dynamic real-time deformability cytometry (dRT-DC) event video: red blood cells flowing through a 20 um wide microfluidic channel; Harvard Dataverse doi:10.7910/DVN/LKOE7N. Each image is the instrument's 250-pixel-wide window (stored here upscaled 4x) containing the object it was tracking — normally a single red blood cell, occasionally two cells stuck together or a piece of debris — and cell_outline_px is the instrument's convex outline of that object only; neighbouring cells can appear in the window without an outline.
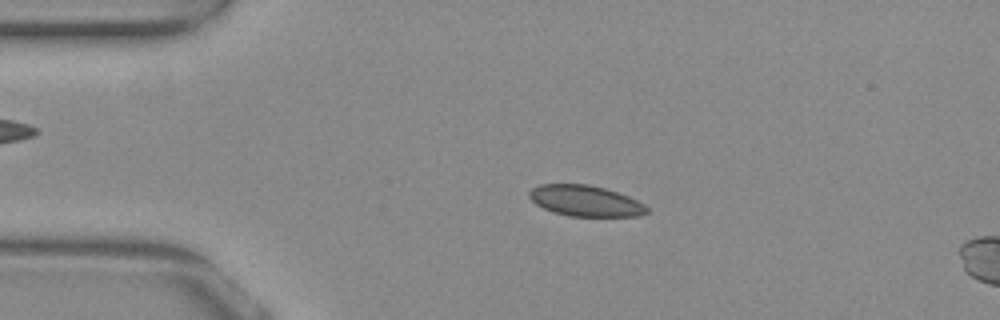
{"species": "common noctule bat (a hibernating species)", "species_latin": "Nyctalus noctula", "temperature_condition": "warm", "stored_images_in_passage": 52, "camera_frame_rate_fps": 3000, "um_per_image_px": 0.085, "animal": {"sex": "female", "body_mass_g": 29.2, "forearm_length_mm": 56.3}, "frame": {"image": 1, "passage_image": 10, "time_ms": 3.0, "image_size_px": [1000, 320], "cell_outline_px": [[648, 212], [636, 216], [568, 216], [552, 212], [536, 204], [528, 196], [528, 192], [532, 188], [540, 184], [588, 184], [604, 188], [628, 196], [644, 204], [648, 208]], "centroid_in_image_um": [49.72, 17.07], "position_along_channel_um": 35.3, "area_um2": 21.1}}
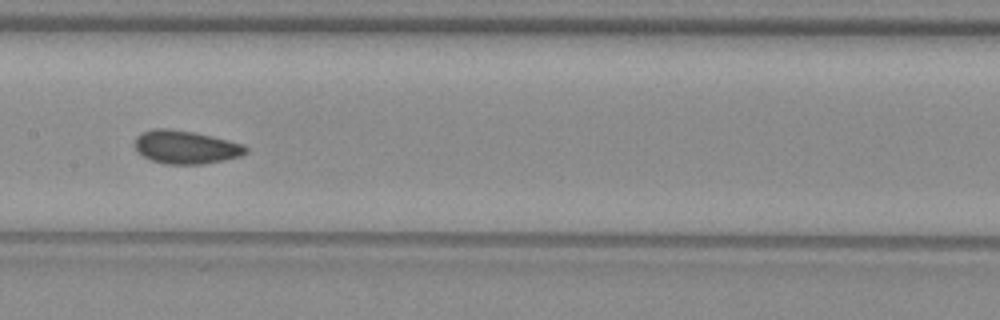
{"frame": {"image": 2, "passage_image": 25, "time_ms": 8.0, "image_size_px": [1000, 320], "cell_outline_px": [[248, 152], [240, 156], [224, 160], [204, 164], [164, 164], [152, 160], [136, 152], [136, 136], [144, 132], [156, 128], [168, 128], [192, 132], [228, 140], [244, 144], [248, 148]], "centroid_in_image_um": [15.81, 12.52], "position_along_channel_um": 191.6, "area_um2": 21.39}}
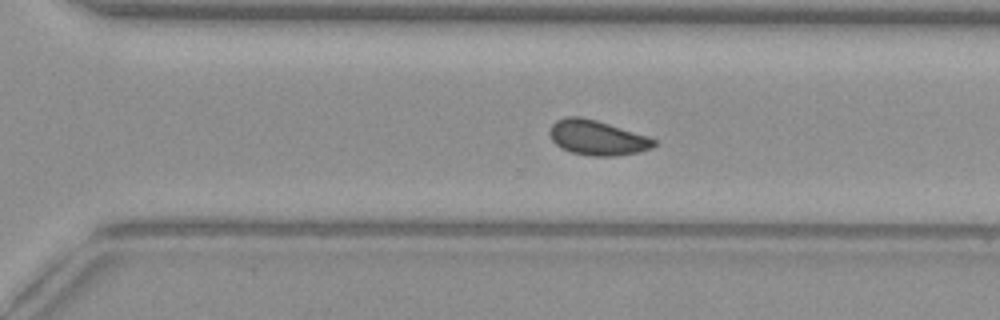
{"frame": {"image": 3, "passage_image": 35, "time_ms": 11.333, "image_size_px": [1000, 320], "cell_outline_px": [[656, 144], [652, 148], [640, 152], [612, 156], [592, 156], [572, 152], [560, 148], [552, 140], [548, 132], [552, 124], [556, 120], [564, 116], [580, 116], [596, 120], [648, 136], [656, 140]], "centroid_in_image_um": [50.74, 11.7], "position_along_channel_um": 319.9, "area_um2": 21.27}, "authors_computed_cell_mechanics": {"area_um2": 21.0681, "velocity_mm_per_s": 3.8573, "shape_relaxation_time_tau1_ms": null, "shape_relaxation_time_tau2_ms": 1.5034, "deformation_change_tau1": null, "deformation_change_tau2": 0.0468}}